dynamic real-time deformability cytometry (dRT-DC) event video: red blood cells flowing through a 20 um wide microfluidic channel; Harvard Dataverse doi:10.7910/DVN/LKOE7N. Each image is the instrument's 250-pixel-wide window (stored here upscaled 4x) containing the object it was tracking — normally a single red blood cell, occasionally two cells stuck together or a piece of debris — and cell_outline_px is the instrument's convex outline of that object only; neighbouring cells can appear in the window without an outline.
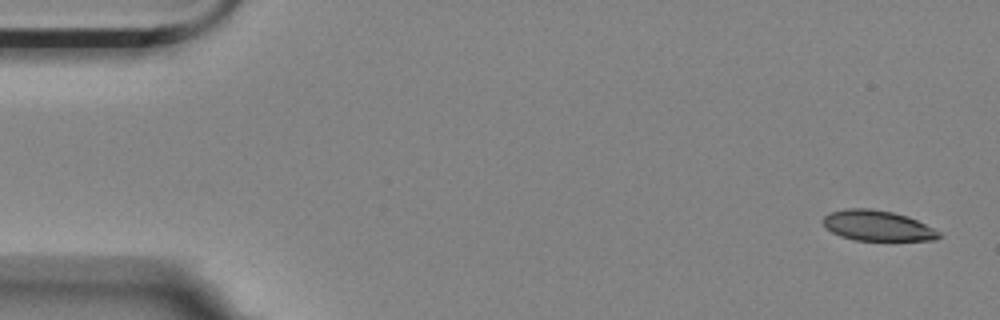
{"species": "Egyptian fruit bat (a non-hibernating species)", "species_latin": "Rousettus aegyptiacus", "temperature_condition": "room temperature", "stored_images_in_passage": 11, "camera_frame_rate_fps": 3000, "um_per_image_px": 0.085, "animal": {"sex": "female"}, "frame": {"image": 1, "passage_image": 1, "time_ms": 0.0, "image_size_px": [1000, 320], "cell_outline_px": [[944, 236], [936, 240], [856, 240], [840, 236], [824, 228], [820, 220], [828, 212], [844, 208], [872, 208], [892, 212], [908, 216], [940, 232]], "centroid_in_image_um": [74.52, 19.17], "position_along_channel_um": 10.5, "area_um2": 20.81}}
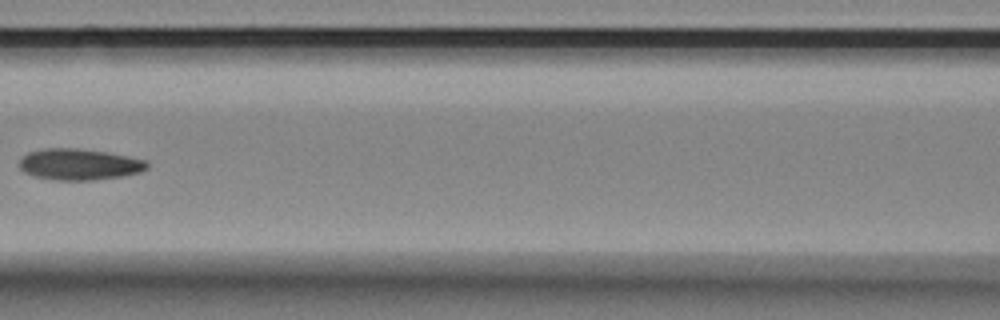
{"frame": {"image": 2, "passage_image": 7, "time_ms": 2.0, "image_size_px": [1000, 320], "cell_outline_px": [[148, 168], [140, 172], [120, 176], [92, 180], [56, 180], [32, 176], [24, 172], [20, 168], [20, 160], [28, 152], [44, 148], [76, 148], [104, 152], [148, 160]], "centroid_in_image_um": [6.72, 13.97], "position_along_channel_um": 159.9, "area_um2": 23.12}}
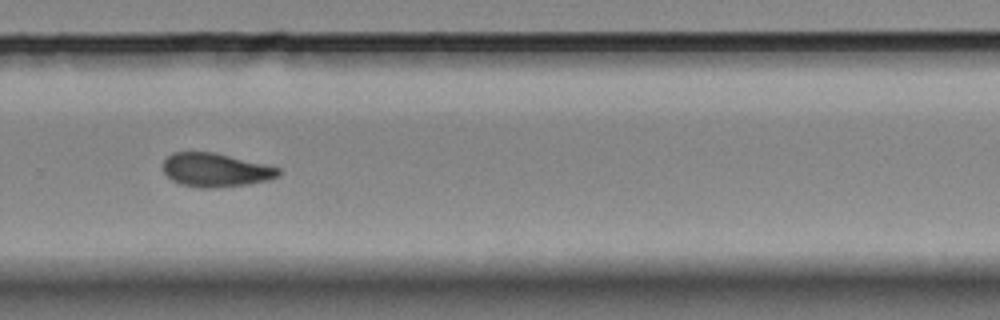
{"frame": {"image": 3, "passage_image": 11, "time_ms": 3.333, "image_size_px": [1000, 320], "cell_outline_px": [[280, 176], [268, 180], [248, 184], [216, 188], [200, 188], [180, 184], [172, 180], [164, 172], [164, 160], [172, 152], [212, 152], [264, 164], [280, 168]], "centroid_in_image_um": [18.32, 14.46], "position_along_channel_um": 311.5, "area_um2": 22.54}}